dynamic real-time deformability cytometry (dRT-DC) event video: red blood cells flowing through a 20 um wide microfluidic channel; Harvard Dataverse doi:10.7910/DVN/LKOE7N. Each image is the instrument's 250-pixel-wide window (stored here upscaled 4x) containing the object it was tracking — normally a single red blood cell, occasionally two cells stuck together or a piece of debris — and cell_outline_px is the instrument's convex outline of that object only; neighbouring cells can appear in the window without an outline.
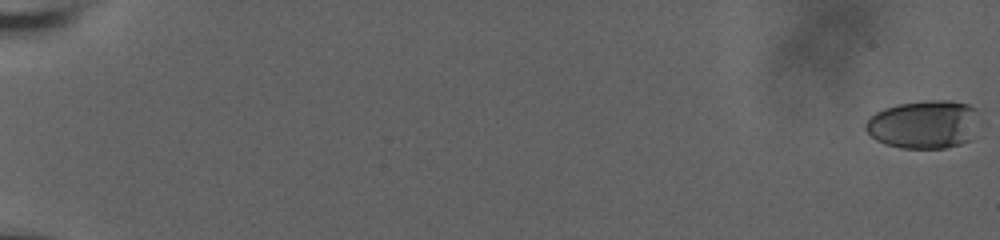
{"species": "human", "species_latin": "Homo sapiens", "temperature_condition": "room temperature", "stored_images_in_passage": 57, "camera_frame_rate_fps": 3000, "um_per_image_px": 0.085, "donor": {"sex": "male"}, "frame": {"image": 1, "passage_image": 1, "time_ms": 0.0, "image_size_px": [1000, 240], "cell_outline_px": [[976, 108], [968, 140], [960, 144], [944, 148], [904, 148], [884, 144], [876, 140], [864, 128], [864, 124], [876, 112], [884, 108], [900, 104], [924, 100], [952, 100], [968, 104]], "centroid_in_image_um": [78.43, 10.56], "position_along_channel_um": 6.6, "area_um2": 31.27}}
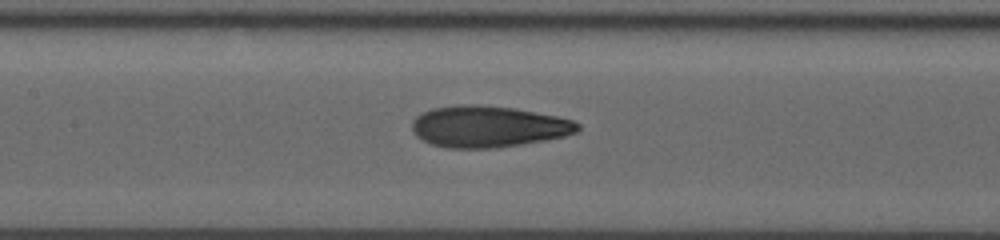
{"frame": {"image": 2, "passage_image": 32, "time_ms": 10.333, "image_size_px": [1000, 240], "cell_outline_px": [[580, 128], [576, 132], [564, 136], [544, 140], [496, 148], [444, 148], [432, 144], [416, 136], [412, 132], [412, 120], [416, 116], [432, 108], [460, 104], [476, 104], [512, 108], [556, 116], [572, 120], [580, 124]], "centroid_in_image_um": [41.46, 10.76], "position_along_channel_um": 165.9, "area_um2": 39.88}}
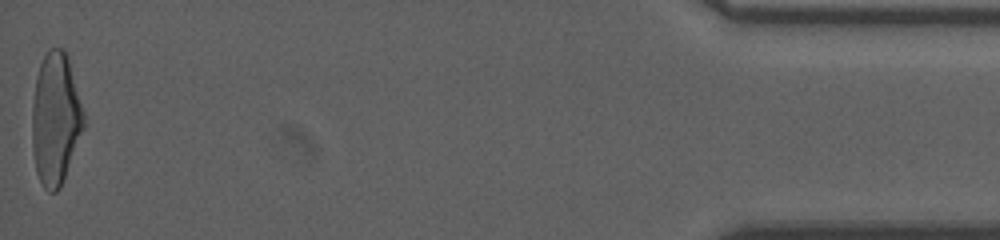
{"frame": {"image": 3, "passage_image": 57, "time_ms": 18.667, "image_size_px": [1000, 240], "cell_outline_px": [[84, 128], [60, 188], [56, 192], [48, 192], [44, 188], [36, 172], [32, 148], [32, 108], [36, 76], [40, 64], [48, 48], [64, 48], [68, 56], [84, 112]], "centroid_in_image_um": [4.71, 10.09], "position_along_channel_um": 430.5, "area_um2": 39.82}, "authors_computed_cell_mechanics": {"area_um2": 37.9746, "velocity_mm_per_s": 3.742, "shape_relaxation_time_tau1_ms": 5.0817, "shape_relaxation_time_tau2_ms": 1.4857, "deformation_change_tau1": 0.1949, "deformation_change_tau2": 0.0927}}